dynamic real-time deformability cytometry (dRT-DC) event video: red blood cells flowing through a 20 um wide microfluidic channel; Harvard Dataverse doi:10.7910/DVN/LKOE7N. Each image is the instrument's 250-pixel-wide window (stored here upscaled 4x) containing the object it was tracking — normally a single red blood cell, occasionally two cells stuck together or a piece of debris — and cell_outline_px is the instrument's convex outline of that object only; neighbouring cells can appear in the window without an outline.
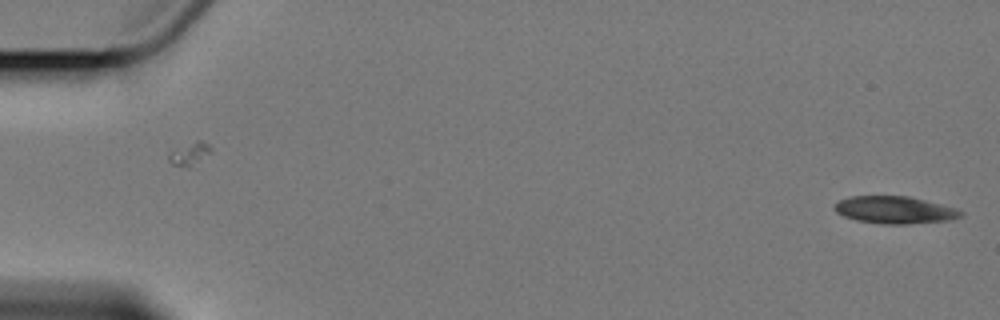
{"species": "Egyptian fruit bat (a non-hibernating species)", "species_latin": "Rousettus aegyptiacus", "temperature_condition": "cold", "stored_images_in_passage": 2, "camera_frame_rate_fps": 3000, "um_per_image_px": 0.085, "animal": {"sex": "female"}, "frame": {"image": 1, "passage_image": 2, "time_ms": 1.333, "image_size_px": [1000, 320], "cell_outline_px": [[964, 216], [952, 220], [904, 224], [880, 224], [856, 220], [844, 216], [836, 212], [832, 208], [840, 200], [852, 196], [908, 196], [924, 200], [952, 208], [964, 212]], "centroid_in_image_um": [76.03, 17.86], "position_along_channel_um": 9.0, "area_um2": 19.94}}